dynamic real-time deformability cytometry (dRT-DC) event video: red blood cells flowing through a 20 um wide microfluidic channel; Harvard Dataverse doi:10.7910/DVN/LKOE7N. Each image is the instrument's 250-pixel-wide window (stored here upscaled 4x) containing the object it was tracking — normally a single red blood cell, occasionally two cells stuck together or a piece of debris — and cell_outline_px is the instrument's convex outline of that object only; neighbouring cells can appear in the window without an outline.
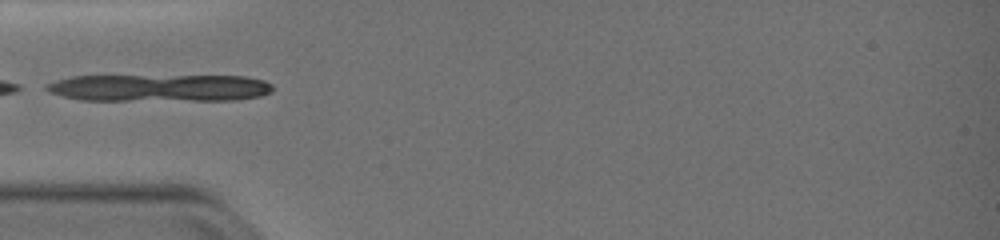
{"species": "common noctule bat (a hibernating species)", "species_latin": "Nyctalus noctula", "temperature_condition": "warm", "stored_images_in_passage": 12, "camera_frame_rate_fps": 3000, "um_per_image_px": 0.085, "animal": {"sex": "female", "body_mass_g": 19.0, "forearm_length_mm": 51.5}, "frame": {"image": 1, "passage_image": 1, "time_ms": 0.0, "image_size_px": [1000, 240], "cell_outline_px": [[272, 92], [260, 96], [236, 100], [80, 100], [64, 96], [52, 92], [44, 88], [44, 84], [56, 80], [72, 76], [244, 76], [264, 80], [272, 84]], "centroid_in_image_um": [13.57, 7.47], "position_along_channel_um": 71.4, "area_um2": 35.95}}
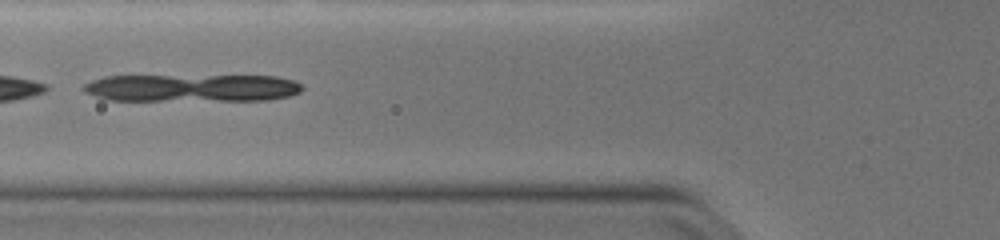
{"frame": {"image": 2, "passage_image": 4, "time_ms": 1.0, "image_size_px": [1000, 240], "cell_outline_px": [[304, 88], [300, 92], [288, 96], [268, 100], [108, 100], [84, 92], [80, 88], [84, 84], [92, 80], [104, 76], [276, 76], [296, 80]], "centroid_in_image_um": [16.31, 7.47], "position_along_channel_um": 109.5, "area_um2": 35.2}}
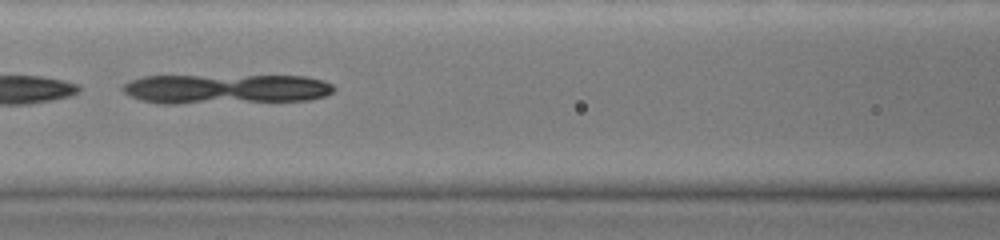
{"frame": {"image": 3, "passage_image": 7, "time_ms": 2.0, "image_size_px": [1000, 240], "cell_outline_px": [[336, 88], [332, 92], [324, 96], [308, 100], [176, 104], [160, 104], [140, 100], [124, 92], [120, 88], [124, 84], [132, 80], [144, 76], [304, 76], [324, 80], [332, 84]], "centroid_in_image_um": [19.18, 7.57], "position_along_channel_um": 147.4, "area_um2": 36.76}}